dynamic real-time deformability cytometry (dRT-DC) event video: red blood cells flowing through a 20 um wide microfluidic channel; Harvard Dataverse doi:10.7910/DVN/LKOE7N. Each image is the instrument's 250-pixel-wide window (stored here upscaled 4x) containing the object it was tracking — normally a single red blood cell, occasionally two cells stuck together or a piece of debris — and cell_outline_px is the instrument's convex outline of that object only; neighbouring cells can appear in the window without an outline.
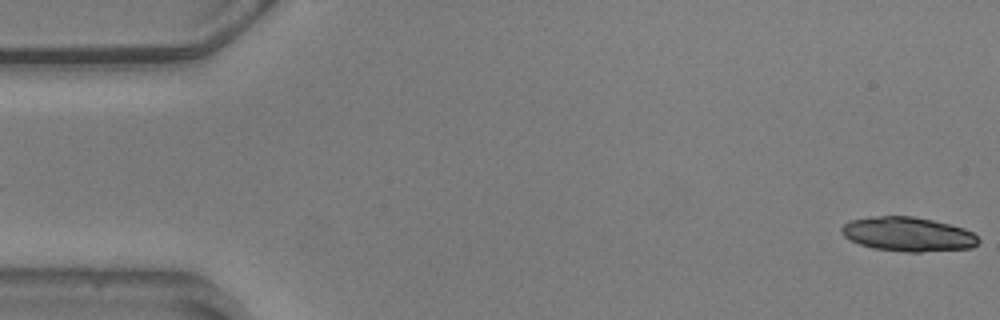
{"species": "common noctule bat (a hibernating species)", "species_latin": "Nyctalus noctula", "temperature_condition": "warm", "stored_images_in_passage": 6, "camera_frame_rate_fps": 3000, "um_per_image_px": 0.085, "animal": {"sex": "male", "body_mass_g": 20.5, "forearm_length_mm": 52.5}, "frame": {"image": 1, "passage_image": 1, "time_ms": 0.0, "image_size_px": [1000, 320], "cell_outline_px": [[980, 240], [972, 248], [920, 252], [904, 252], [872, 248], [860, 244], [844, 236], [840, 232], [840, 228], [848, 220], [872, 216], [912, 216], [932, 220], [964, 228], [972, 232]], "centroid_in_image_um": [77.15, 19.91], "position_along_channel_um": 7.9, "area_um2": 27.4}}